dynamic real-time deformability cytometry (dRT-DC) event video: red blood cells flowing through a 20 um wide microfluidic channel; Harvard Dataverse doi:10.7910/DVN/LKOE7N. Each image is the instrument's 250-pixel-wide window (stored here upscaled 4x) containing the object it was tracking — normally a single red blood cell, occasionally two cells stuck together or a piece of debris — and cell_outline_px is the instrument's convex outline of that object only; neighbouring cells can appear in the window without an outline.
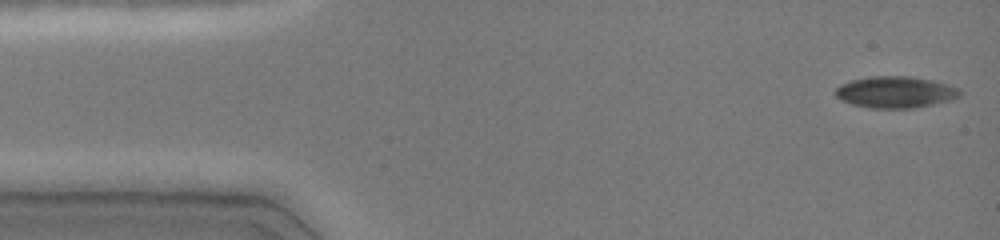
{"species": "common noctule bat (a hibernating species)", "species_latin": "Nyctalus noctula", "temperature_condition": "cold", "stored_images_in_passage": 5, "camera_frame_rate_fps": 3000, "um_per_image_px": 0.085, "animal": {"sex": "female", "body_mass_g": 19.0, "forearm_length_mm": 51.5}, "frame": {"image": 1, "passage_image": 1, "time_ms": 0.0, "image_size_px": [1000, 240], "cell_outline_px": [[960, 96], [948, 100], [932, 104], [912, 108], [868, 108], [852, 104], [840, 100], [836, 96], [836, 88], [840, 84], [852, 80], [872, 76], [912, 76], [932, 80], [956, 88], [960, 92]], "centroid_in_image_um": [76.05, 7.83], "position_along_channel_um": 9.0, "area_um2": 22.6}}